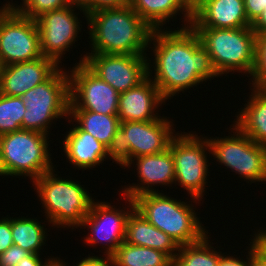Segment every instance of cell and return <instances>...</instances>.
Instances as JSON below:
<instances>
[{
	"mask_svg": "<svg viewBox=\"0 0 266 266\" xmlns=\"http://www.w3.org/2000/svg\"><path fill=\"white\" fill-rule=\"evenodd\" d=\"M177 29H153L148 42V77L166 101L219 77L194 29Z\"/></svg>",
	"mask_w": 266,
	"mask_h": 266,
	"instance_id": "obj_1",
	"label": "cell"
},
{
	"mask_svg": "<svg viewBox=\"0 0 266 266\" xmlns=\"http://www.w3.org/2000/svg\"><path fill=\"white\" fill-rule=\"evenodd\" d=\"M86 23L91 53L86 52L77 64L84 63L86 54H148V42L153 29L129 4L87 13Z\"/></svg>",
	"mask_w": 266,
	"mask_h": 266,
	"instance_id": "obj_2",
	"label": "cell"
},
{
	"mask_svg": "<svg viewBox=\"0 0 266 266\" xmlns=\"http://www.w3.org/2000/svg\"><path fill=\"white\" fill-rule=\"evenodd\" d=\"M55 172L54 168L34 180L33 191L36 190L37 198L42 203L45 223L55 226L54 230L70 228L74 231L83 224L95 197L82 182L61 177Z\"/></svg>",
	"mask_w": 266,
	"mask_h": 266,
	"instance_id": "obj_3",
	"label": "cell"
},
{
	"mask_svg": "<svg viewBox=\"0 0 266 266\" xmlns=\"http://www.w3.org/2000/svg\"><path fill=\"white\" fill-rule=\"evenodd\" d=\"M133 200L135 209L179 246L196 243L209 233V227L203 226L202 218L197 216L196 205H192L201 203L199 199L192 197V201L185 202L167 193L153 192L141 194Z\"/></svg>",
	"mask_w": 266,
	"mask_h": 266,
	"instance_id": "obj_4",
	"label": "cell"
},
{
	"mask_svg": "<svg viewBox=\"0 0 266 266\" xmlns=\"http://www.w3.org/2000/svg\"><path fill=\"white\" fill-rule=\"evenodd\" d=\"M193 29L219 77L237 72L250 78L256 49V34L251 27Z\"/></svg>",
	"mask_w": 266,
	"mask_h": 266,
	"instance_id": "obj_5",
	"label": "cell"
},
{
	"mask_svg": "<svg viewBox=\"0 0 266 266\" xmlns=\"http://www.w3.org/2000/svg\"><path fill=\"white\" fill-rule=\"evenodd\" d=\"M63 68L64 63L46 81L21 96L26 107L22 129L50 135L54 122L69 118V72L66 66Z\"/></svg>",
	"mask_w": 266,
	"mask_h": 266,
	"instance_id": "obj_6",
	"label": "cell"
},
{
	"mask_svg": "<svg viewBox=\"0 0 266 266\" xmlns=\"http://www.w3.org/2000/svg\"><path fill=\"white\" fill-rule=\"evenodd\" d=\"M49 135L20 129L0 136V148L8 176L30 178L31 182L53 170Z\"/></svg>",
	"mask_w": 266,
	"mask_h": 266,
	"instance_id": "obj_7",
	"label": "cell"
},
{
	"mask_svg": "<svg viewBox=\"0 0 266 266\" xmlns=\"http://www.w3.org/2000/svg\"><path fill=\"white\" fill-rule=\"evenodd\" d=\"M201 136L192 131H183L181 134L178 131L171 139L168 148L171 150L174 160V184L185 189L184 192H187L188 197L199 199L203 203L205 192L208 189V176L211 172L210 159L207 158L208 156L212 158V156H210L208 138L205 134L204 137Z\"/></svg>",
	"mask_w": 266,
	"mask_h": 266,
	"instance_id": "obj_8",
	"label": "cell"
},
{
	"mask_svg": "<svg viewBox=\"0 0 266 266\" xmlns=\"http://www.w3.org/2000/svg\"><path fill=\"white\" fill-rule=\"evenodd\" d=\"M231 125L228 136H206L213 159L250 185L266 184V146L255 143L234 123Z\"/></svg>",
	"mask_w": 266,
	"mask_h": 266,
	"instance_id": "obj_9",
	"label": "cell"
},
{
	"mask_svg": "<svg viewBox=\"0 0 266 266\" xmlns=\"http://www.w3.org/2000/svg\"><path fill=\"white\" fill-rule=\"evenodd\" d=\"M169 118L163 115L154 121L120 122L117 142L111 152L115 164L123 169L133 158L164 152L178 133Z\"/></svg>",
	"mask_w": 266,
	"mask_h": 266,
	"instance_id": "obj_10",
	"label": "cell"
},
{
	"mask_svg": "<svg viewBox=\"0 0 266 266\" xmlns=\"http://www.w3.org/2000/svg\"><path fill=\"white\" fill-rule=\"evenodd\" d=\"M118 195L125 201L124 207L122 205V208L121 206L116 208L115 205H111L105 200L102 202L95 198L83 224L79 227V231L82 228L90 230L87 236L83 237L84 244L91 246L90 248L92 246L98 248L100 244L101 250H104L103 255H112L125 241L127 220L130 213L135 209L132 198L120 193Z\"/></svg>",
	"mask_w": 266,
	"mask_h": 266,
	"instance_id": "obj_11",
	"label": "cell"
},
{
	"mask_svg": "<svg viewBox=\"0 0 266 266\" xmlns=\"http://www.w3.org/2000/svg\"><path fill=\"white\" fill-rule=\"evenodd\" d=\"M43 57L36 21L19 14L9 3L0 6V63L2 66Z\"/></svg>",
	"mask_w": 266,
	"mask_h": 266,
	"instance_id": "obj_12",
	"label": "cell"
},
{
	"mask_svg": "<svg viewBox=\"0 0 266 266\" xmlns=\"http://www.w3.org/2000/svg\"><path fill=\"white\" fill-rule=\"evenodd\" d=\"M76 10L83 12L82 17L87 19V13L74 2L72 5L46 12L35 20L40 34L42 56L52 59L59 67H62L63 55L76 46L75 41L80 37L78 35L83 24L78 18L80 12L77 13Z\"/></svg>",
	"mask_w": 266,
	"mask_h": 266,
	"instance_id": "obj_13",
	"label": "cell"
},
{
	"mask_svg": "<svg viewBox=\"0 0 266 266\" xmlns=\"http://www.w3.org/2000/svg\"><path fill=\"white\" fill-rule=\"evenodd\" d=\"M69 68V111L118 115L120 93L101 80L84 63ZM71 69V70H70Z\"/></svg>",
	"mask_w": 266,
	"mask_h": 266,
	"instance_id": "obj_14",
	"label": "cell"
},
{
	"mask_svg": "<svg viewBox=\"0 0 266 266\" xmlns=\"http://www.w3.org/2000/svg\"><path fill=\"white\" fill-rule=\"evenodd\" d=\"M84 64L119 93L148 77V55L86 54Z\"/></svg>",
	"mask_w": 266,
	"mask_h": 266,
	"instance_id": "obj_15",
	"label": "cell"
},
{
	"mask_svg": "<svg viewBox=\"0 0 266 266\" xmlns=\"http://www.w3.org/2000/svg\"><path fill=\"white\" fill-rule=\"evenodd\" d=\"M131 167H133L132 169H136L138 183H129L127 186L124 185L121 187L122 190L119 189L118 192H123L121 193L122 195L132 199L144 193L163 192L159 189L156 190V185V187H159V185L160 187H172L174 184V160L169 148L158 154L133 158L123 168H127L126 170H128V168L130 169Z\"/></svg>",
	"mask_w": 266,
	"mask_h": 266,
	"instance_id": "obj_16",
	"label": "cell"
},
{
	"mask_svg": "<svg viewBox=\"0 0 266 266\" xmlns=\"http://www.w3.org/2000/svg\"><path fill=\"white\" fill-rule=\"evenodd\" d=\"M59 66L48 57L2 66L0 93L21 97L33 87L46 81Z\"/></svg>",
	"mask_w": 266,
	"mask_h": 266,
	"instance_id": "obj_17",
	"label": "cell"
},
{
	"mask_svg": "<svg viewBox=\"0 0 266 266\" xmlns=\"http://www.w3.org/2000/svg\"><path fill=\"white\" fill-rule=\"evenodd\" d=\"M165 103L157 86L147 77L138 86L120 93L118 118L120 122L154 121L161 117L159 109Z\"/></svg>",
	"mask_w": 266,
	"mask_h": 266,
	"instance_id": "obj_18",
	"label": "cell"
},
{
	"mask_svg": "<svg viewBox=\"0 0 266 266\" xmlns=\"http://www.w3.org/2000/svg\"><path fill=\"white\" fill-rule=\"evenodd\" d=\"M66 134H63V148L64 155L69 164L73 165L75 169L93 170L96 167L104 164V161L112 159V163L115 161L112 158L111 151L95 139L91 134L82 131L74 122L71 123ZM106 159V160H105Z\"/></svg>",
	"mask_w": 266,
	"mask_h": 266,
	"instance_id": "obj_19",
	"label": "cell"
},
{
	"mask_svg": "<svg viewBox=\"0 0 266 266\" xmlns=\"http://www.w3.org/2000/svg\"><path fill=\"white\" fill-rule=\"evenodd\" d=\"M192 28L251 27L244 0H205L192 12Z\"/></svg>",
	"mask_w": 266,
	"mask_h": 266,
	"instance_id": "obj_20",
	"label": "cell"
},
{
	"mask_svg": "<svg viewBox=\"0 0 266 266\" xmlns=\"http://www.w3.org/2000/svg\"><path fill=\"white\" fill-rule=\"evenodd\" d=\"M129 5L151 29H163L177 15L180 20L183 18L181 28L190 26L192 21V12L182 0H129Z\"/></svg>",
	"mask_w": 266,
	"mask_h": 266,
	"instance_id": "obj_21",
	"label": "cell"
},
{
	"mask_svg": "<svg viewBox=\"0 0 266 266\" xmlns=\"http://www.w3.org/2000/svg\"><path fill=\"white\" fill-rule=\"evenodd\" d=\"M124 242L162 251L173 260L179 249L174 239L153 226L136 209L128 217Z\"/></svg>",
	"mask_w": 266,
	"mask_h": 266,
	"instance_id": "obj_22",
	"label": "cell"
},
{
	"mask_svg": "<svg viewBox=\"0 0 266 266\" xmlns=\"http://www.w3.org/2000/svg\"><path fill=\"white\" fill-rule=\"evenodd\" d=\"M249 88L247 104L238 109L232 123L255 143L266 146V90Z\"/></svg>",
	"mask_w": 266,
	"mask_h": 266,
	"instance_id": "obj_23",
	"label": "cell"
},
{
	"mask_svg": "<svg viewBox=\"0 0 266 266\" xmlns=\"http://www.w3.org/2000/svg\"><path fill=\"white\" fill-rule=\"evenodd\" d=\"M68 124L75 122L86 133L105 145L111 152L117 142L120 119L118 115H105L92 111H69Z\"/></svg>",
	"mask_w": 266,
	"mask_h": 266,
	"instance_id": "obj_24",
	"label": "cell"
},
{
	"mask_svg": "<svg viewBox=\"0 0 266 266\" xmlns=\"http://www.w3.org/2000/svg\"><path fill=\"white\" fill-rule=\"evenodd\" d=\"M46 224L39 218H30L28 215L11 217V232L13 244L28 251L30 254H42L48 238ZM41 252V253H40Z\"/></svg>",
	"mask_w": 266,
	"mask_h": 266,
	"instance_id": "obj_25",
	"label": "cell"
},
{
	"mask_svg": "<svg viewBox=\"0 0 266 266\" xmlns=\"http://www.w3.org/2000/svg\"><path fill=\"white\" fill-rule=\"evenodd\" d=\"M114 266H173L174 260L166 253L123 242L111 255Z\"/></svg>",
	"mask_w": 266,
	"mask_h": 266,
	"instance_id": "obj_26",
	"label": "cell"
},
{
	"mask_svg": "<svg viewBox=\"0 0 266 266\" xmlns=\"http://www.w3.org/2000/svg\"><path fill=\"white\" fill-rule=\"evenodd\" d=\"M210 236L207 233L196 243L179 246L173 266H217L224 252L212 246Z\"/></svg>",
	"mask_w": 266,
	"mask_h": 266,
	"instance_id": "obj_27",
	"label": "cell"
},
{
	"mask_svg": "<svg viewBox=\"0 0 266 266\" xmlns=\"http://www.w3.org/2000/svg\"><path fill=\"white\" fill-rule=\"evenodd\" d=\"M25 111L22 97L0 93V136L22 129Z\"/></svg>",
	"mask_w": 266,
	"mask_h": 266,
	"instance_id": "obj_28",
	"label": "cell"
},
{
	"mask_svg": "<svg viewBox=\"0 0 266 266\" xmlns=\"http://www.w3.org/2000/svg\"><path fill=\"white\" fill-rule=\"evenodd\" d=\"M74 2L75 0H22L18 5L19 3L8 0L5 3H9L19 14L36 20L46 12L72 5Z\"/></svg>",
	"mask_w": 266,
	"mask_h": 266,
	"instance_id": "obj_29",
	"label": "cell"
},
{
	"mask_svg": "<svg viewBox=\"0 0 266 266\" xmlns=\"http://www.w3.org/2000/svg\"><path fill=\"white\" fill-rule=\"evenodd\" d=\"M249 85L256 90H266V32L256 35L255 66Z\"/></svg>",
	"mask_w": 266,
	"mask_h": 266,
	"instance_id": "obj_30",
	"label": "cell"
},
{
	"mask_svg": "<svg viewBox=\"0 0 266 266\" xmlns=\"http://www.w3.org/2000/svg\"><path fill=\"white\" fill-rule=\"evenodd\" d=\"M253 235L249 238V263L248 266H266V244L257 233L252 230ZM253 238V239H252Z\"/></svg>",
	"mask_w": 266,
	"mask_h": 266,
	"instance_id": "obj_31",
	"label": "cell"
},
{
	"mask_svg": "<svg viewBox=\"0 0 266 266\" xmlns=\"http://www.w3.org/2000/svg\"><path fill=\"white\" fill-rule=\"evenodd\" d=\"M75 2L86 13L103 8H119L129 4V0H75Z\"/></svg>",
	"mask_w": 266,
	"mask_h": 266,
	"instance_id": "obj_32",
	"label": "cell"
},
{
	"mask_svg": "<svg viewBox=\"0 0 266 266\" xmlns=\"http://www.w3.org/2000/svg\"><path fill=\"white\" fill-rule=\"evenodd\" d=\"M29 254L28 251L13 244L4 253L0 254V266H16L19 261Z\"/></svg>",
	"mask_w": 266,
	"mask_h": 266,
	"instance_id": "obj_33",
	"label": "cell"
},
{
	"mask_svg": "<svg viewBox=\"0 0 266 266\" xmlns=\"http://www.w3.org/2000/svg\"><path fill=\"white\" fill-rule=\"evenodd\" d=\"M3 217V218H2ZM0 219V254L13 245L11 232V217L4 215Z\"/></svg>",
	"mask_w": 266,
	"mask_h": 266,
	"instance_id": "obj_34",
	"label": "cell"
},
{
	"mask_svg": "<svg viewBox=\"0 0 266 266\" xmlns=\"http://www.w3.org/2000/svg\"><path fill=\"white\" fill-rule=\"evenodd\" d=\"M248 21L252 24L266 8V0H244Z\"/></svg>",
	"mask_w": 266,
	"mask_h": 266,
	"instance_id": "obj_35",
	"label": "cell"
},
{
	"mask_svg": "<svg viewBox=\"0 0 266 266\" xmlns=\"http://www.w3.org/2000/svg\"><path fill=\"white\" fill-rule=\"evenodd\" d=\"M80 261H77V263L74 264V266H114L112 256L111 255H105V256H93V254L90 256V254L83 259L80 258Z\"/></svg>",
	"mask_w": 266,
	"mask_h": 266,
	"instance_id": "obj_36",
	"label": "cell"
},
{
	"mask_svg": "<svg viewBox=\"0 0 266 266\" xmlns=\"http://www.w3.org/2000/svg\"><path fill=\"white\" fill-rule=\"evenodd\" d=\"M246 248H245V250L246 251L248 250V252H246V253H248V255H246V258H244L242 256L240 258V256L237 257V255L232 256L230 253L227 254V252H225L222 255L217 266H248V263H249V246H246Z\"/></svg>",
	"mask_w": 266,
	"mask_h": 266,
	"instance_id": "obj_37",
	"label": "cell"
},
{
	"mask_svg": "<svg viewBox=\"0 0 266 266\" xmlns=\"http://www.w3.org/2000/svg\"><path fill=\"white\" fill-rule=\"evenodd\" d=\"M40 255L42 254H29L19 261L16 266H42L45 260H43V257Z\"/></svg>",
	"mask_w": 266,
	"mask_h": 266,
	"instance_id": "obj_38",
	"label": "cell"
},
{
	"mask_svg": "<svg viewBox=\"0 0 266 266\" xmlns=\"http://www.w3.org/2000/svg\"><path fill=\"white\" fill-rule=\"evenodd\" d=\"M251 28L255 34L266 32V8L262 11L259 17L251 24Z\"/></svg>",
	"mask_w": 266,
	"mask_h": 266,
	"instance_id": "obj_39",
	"label": "cell"
},
{
	"mask_svg": "<svg viewBox=\"0 0 266 266\" xmlns=\"http://www.w3.org/2000/svg\"><path fill=\"white\" fill-rule=\"evenodd\" d=\"M44 259L45 261L42 266H70L69 262L66 263L63 259L61 260V258L57 256H51L49 258L47 257V259L45 257Z\"/></svg>",
	"mask_w": 266,
	"mask_h": 266,
	"instance_id": "obj_40",
	"label": "cell"
},
{
	"mask_svg": "<svg viewBox=\"0 0 266 266\" xmlns=\"http://www.w3.org/2000/svg\"><path fill=\"white\" fill-rule=\"evenodd\" d=\"M186 7L193 12L196 10L205 0H182Z\"/></svg>",
	"mask_w": 266,
	"mask_h": 266,
	"instance_id": "obj_41",
	"label": "cell"
},
{
	"mask_svg": "<svg viewBox=\"0 0 266 266\" xmlns=\"http://www.w3.org/2000/svg\"><path fill=\"white\" fill-rule=\"evenodd\" d=\"M8 177V174H7V171H6V168L4 166V163H3V159H2V155H1V148H0V177Z\"/></svg>",
	"mask_w": 266,
	"mask_h": 266,
	"instance_id": "obj_42",
	"label": "cell"
},
{
	"mask_svg": "<svg viewBox=\"0 0 266 266\" xmlns=\"http://www.w3.org/2000/svg\"><path fill=\"white\" fill-rule=\"evenodd\" d=\"M258 230V228L255 230V232L257 233V235L261 238V240L266 244V228H261Z\"/></svg>",
	"mask_w": 266,
	"mask_h": 266,
	"instance_id": "obj_43",
	"label": "cell"
}]
</instances>
